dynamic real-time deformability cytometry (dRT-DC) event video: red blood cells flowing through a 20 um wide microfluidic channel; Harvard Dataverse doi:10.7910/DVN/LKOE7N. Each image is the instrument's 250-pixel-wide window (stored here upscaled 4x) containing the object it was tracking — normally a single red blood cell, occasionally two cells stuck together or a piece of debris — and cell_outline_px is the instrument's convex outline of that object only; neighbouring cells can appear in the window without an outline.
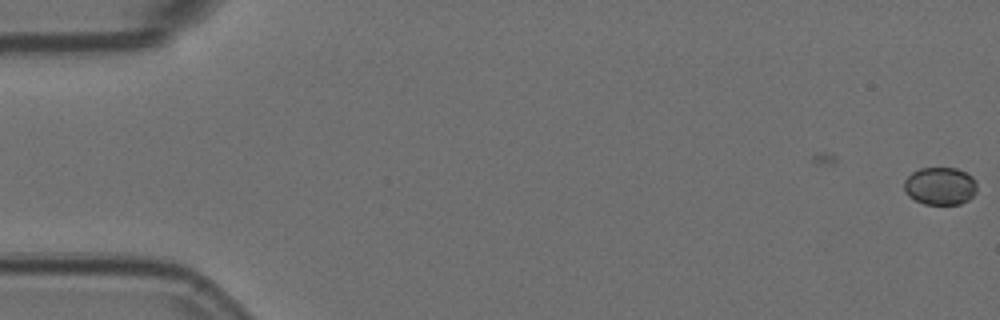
{"species": "Egyptian fruit bat (a non-hibernating species)", "species_latin": "Rousettus aegyptiacus", "temperature_condition": "room temperature", "stored_images_in_passage": 2, "camera_frame_rate_fps": 3000, "um_per_image_px": 0.085, "animal": {"sex": "female"}, "frame": {"image": 1, "passage_image": 2, "time_ms": 0.333, "image_size_px": [1000, 320], "cell_outline_px": [[976, 192], [968, 200], [960, 204], [924, 204], [908, 196], [904, 188], [904, 180], [912, 172], [920, 168], [956, 168], [972, 176], [976, 180]], "centroid_in_image_um": [79.91, 15.81], "position_along_channel_um": 5.1, "area_um2": 16.01}}